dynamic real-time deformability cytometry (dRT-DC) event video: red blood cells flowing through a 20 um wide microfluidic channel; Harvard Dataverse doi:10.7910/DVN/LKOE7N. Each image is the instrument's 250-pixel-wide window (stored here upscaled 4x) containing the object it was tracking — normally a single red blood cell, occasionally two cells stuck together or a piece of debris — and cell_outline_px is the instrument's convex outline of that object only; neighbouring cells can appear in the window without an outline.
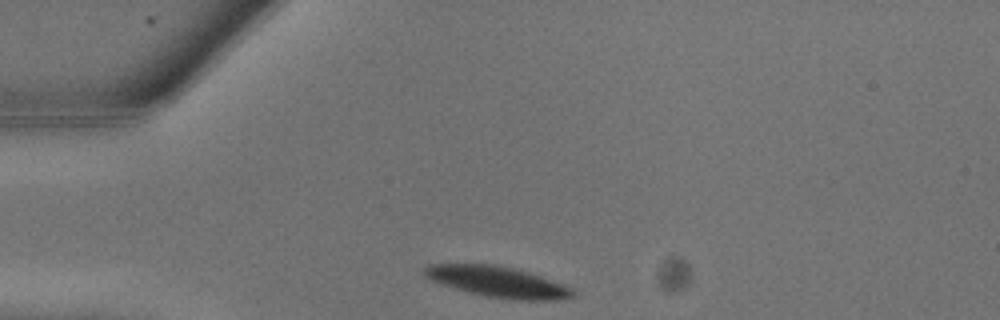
{"species": "common noctule bat (a hibernating species)", "species_latin": "Nyctalus noctula", "temperature_condition": "warm", "stored_images_in_passage": 4, "camera_frame_rate_fps": 3000, "um_per_image_px": 0.085, "animal": {"sex": "male", "body_mass_g": 13.3}, "frame": {"image": 1, "passage_image": 1, "time_ms": 0.0, "image_size_px": [1000, 320], "cell_outline_px": [[576, 296], [556, 300], [516, 300], [488, 296], [468, 292], [432, 280], [424, 276], [420, 272], [428, 264], [492, 264], [512, 268], [528, 272], [576, 288]], "centroid_in_image_um": [42.35, 23.95], "position_along_channel_um": 42.7, "area_um2": 26.59}}